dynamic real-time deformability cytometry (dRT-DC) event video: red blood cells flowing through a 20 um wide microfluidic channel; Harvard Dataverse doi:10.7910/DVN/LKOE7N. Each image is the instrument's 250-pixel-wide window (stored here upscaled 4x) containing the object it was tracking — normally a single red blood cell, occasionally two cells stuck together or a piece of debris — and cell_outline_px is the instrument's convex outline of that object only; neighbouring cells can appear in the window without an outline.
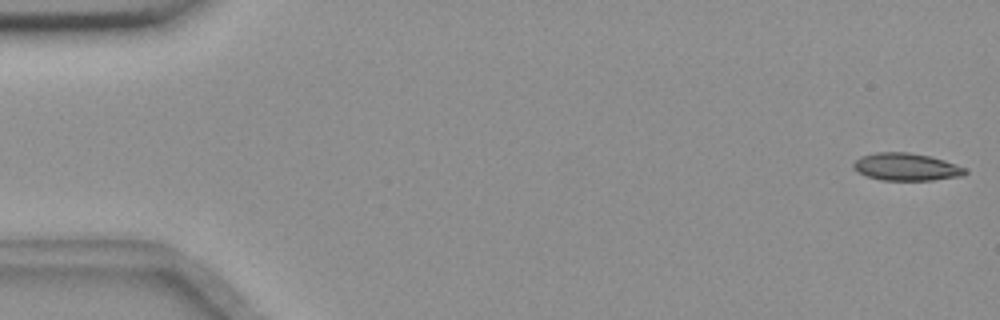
{"species": "common noctule bat (a hibernating species)", "species_latin": "Nyctalus noctula", "temperature_condition": "room temperature", "stored_images_in_passage": 55, "camera_frame_rate_fps": 3000, "um_per_image_px": 0.085, "animal": {"sex": "female", "body_mass_g": 18.4}, "frame": {"image": 1, "passage_image": 1, "time_ms": 0.0, "image_size_px": [1000, 320], "cell_outline_px": [[968, 172], [964, 176], [932, 180], [880, 180], [856, 172], [852, 168], [852, 164], [860, 156], [876, 152], [908, 152], [932, 156], [968, 168]], "centroid_in_image_um": [77.05, 14.18], "position_along_channel_um": 8.0, "area_um2": 18.21}}
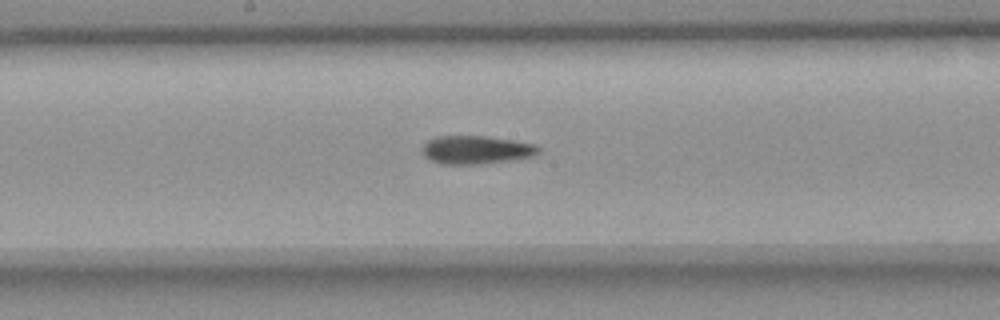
{"frame": {"image": 2, "passage_image": 29, "time_ms": 9.333, "image_size_px": [1000, 320], "cell_outline_px": [[540, 152], [536, 156], [516, 160], [480, 164], [440, 164], [428, 160], [424, 156], [420, 148], [428, 140], [436, 136], [484, 136], [512, 140], [536, 144], [540, 148]], "centroid_in_image_um": [40.48, 12.75], "position_along_channel_um": 207.7, "area_um2": 19.59}}
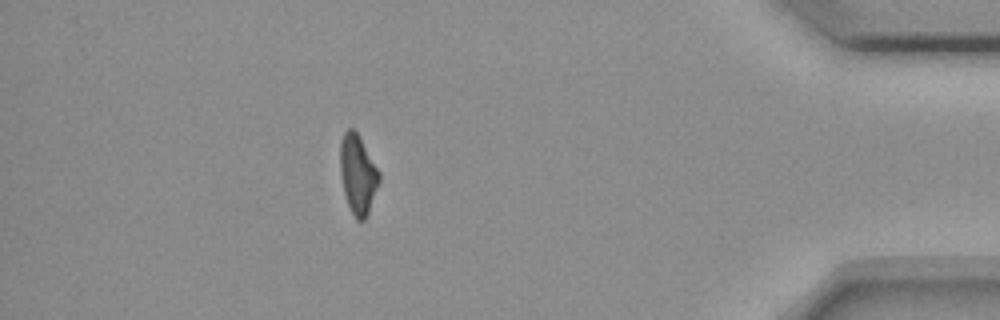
{"frame": {"image": 3, "passage_image": 49, "time_ms": 16.0, "image_size_px": [1000, 320], "cell_outline_px": [[380, 184], [368, 212], [364, 220], [356, 220], [348, 204], [344, 192], [340, 172], [340, 144], [344, 132], [348, 128], [352, 128], [356, 132], [380, 172]], "centroid_in_image_um": [30.42, 14.83], "position_along_channel_um": 404.8, "area_um2": 17.8}, "authors_computed_cell_mechanics": {"area_um2": 18.785, "velocity_mm_per_s": 3.6665, "shape_relaxation_time_tau1_ms": 9.6778, "shape_relaxation_time_tau2_ms": 9.5107, "deformation_change_tau1": 0.2094, "deformation_change_tau2": 0.1892}}